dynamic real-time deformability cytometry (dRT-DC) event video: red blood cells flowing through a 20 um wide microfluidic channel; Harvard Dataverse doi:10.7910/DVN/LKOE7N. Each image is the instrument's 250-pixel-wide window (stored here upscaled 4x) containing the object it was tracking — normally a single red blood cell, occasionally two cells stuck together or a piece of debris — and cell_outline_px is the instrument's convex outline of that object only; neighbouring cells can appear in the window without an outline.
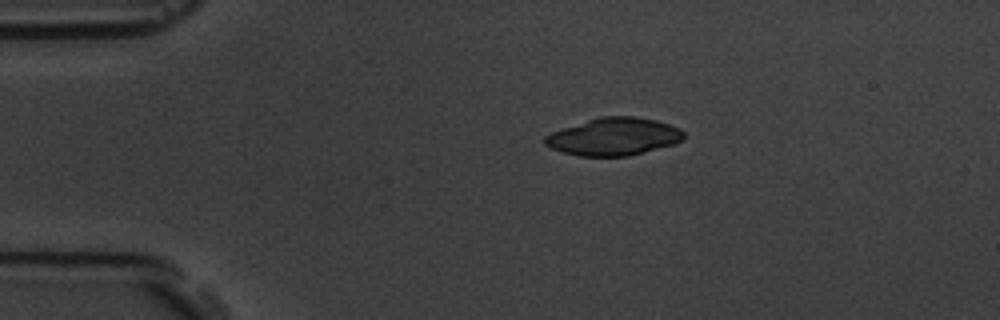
{"species": "common noctule bat (a hibernating species)", "species_latin": "Nyctalus noctula", "temperature_condition": "room temperature", "stored_images_in_passage": 4, "camera_frame_rate_fps": 3000, "um_per_image_px": 0.085, "animal": {"sex": "male", "body_mass_g": 19.5, "forearm_length_mm": 54.6}, "frame": {"image": 1, "passage_image": 1, "time_ms": 0.0, "image_size_px": [1000, 320], "cell_outline_px": [[684, 140], [672, 144], [628, 156], [580, 156], [564, 152], [552, 148], [544, 144], [544, 136], [552, 132], [600, 116], [636, 116], [656, 120], [680, 128], [684, 132]], "centroid_in_image_um": [52.19, 11.61], "position_along_channel_um": 32.8, "area_um2": 30.11}}